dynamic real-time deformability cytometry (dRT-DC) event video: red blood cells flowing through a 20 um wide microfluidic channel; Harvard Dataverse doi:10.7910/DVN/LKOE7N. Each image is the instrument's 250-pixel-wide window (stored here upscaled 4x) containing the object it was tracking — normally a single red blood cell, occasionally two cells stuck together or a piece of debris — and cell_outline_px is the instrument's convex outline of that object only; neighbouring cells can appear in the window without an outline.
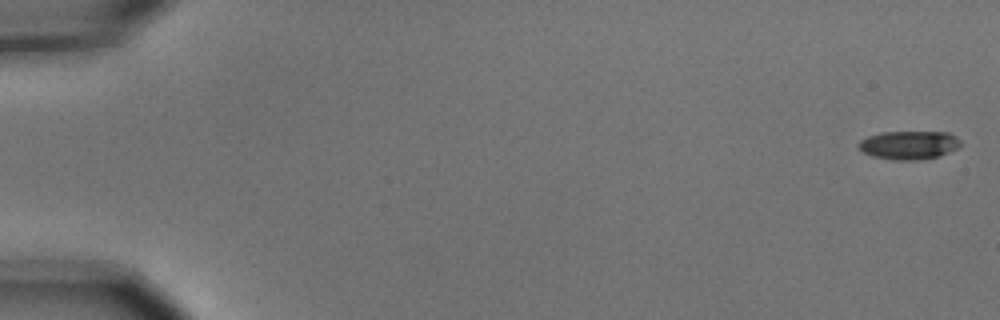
{"species": "common noctule bat (a hibernating species)", "species_latin": "Nyctalus noctula", "temperature_condition": "cold", "stored_images_in_passage": 6, "camera_frame_rate_fps": 3000, "um_per_image_px": 0.085, "animal": {"sex": "male", "body_mass_g": 15.6}, "frame": {"image": 1, "passage_image": 1, "time_ms": 0.0, "image_size_px": [1000, 320], "cell_outline_px": [[960, 144], [956, 148], [940, 156], [916, 160], [896, 160], [872, 156], [864, 152], [856, 144], [860, 140], [868, 136], [880, 132], [948, 132], [956, 136], [960, 140]], "centroid_in_image_um": [77.24, 12.32], "position_along_channel_um": 7.8, "area_um2": 16.88}}
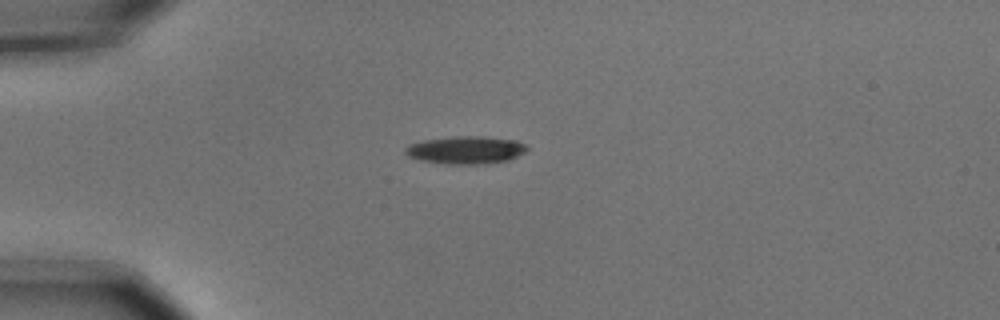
{"frame": {"image": 2, "passage_image": 5, "time_ms": 1.333, "image_size_px": [1000, 320], "cell_outline_px": [[528, 148], [524, 152], [508, 160], [484, 164], [448, 164], [420, 160], [408, 156], [404, 152], [404, 148], [408, 144], [424, 140], [460, 136], [480, 136], [516, 140], [528, 144]], "centroid_in_image_um": [39.59, 12.75], "position_along_channel_um": 45.4, "area_um2": 19.65}}